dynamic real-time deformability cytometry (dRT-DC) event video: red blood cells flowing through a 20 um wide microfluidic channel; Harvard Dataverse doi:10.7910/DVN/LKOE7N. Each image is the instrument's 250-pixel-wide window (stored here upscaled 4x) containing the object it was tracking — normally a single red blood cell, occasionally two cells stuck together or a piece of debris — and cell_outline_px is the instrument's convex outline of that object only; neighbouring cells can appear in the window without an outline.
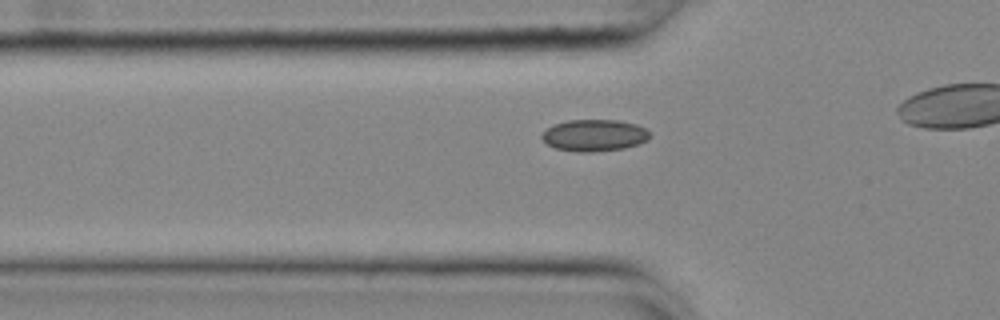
{"species": "common noctule bat (a hibernating species)", "species_latin": "Nyctalus noctula", "temperature_condition": "cold", "stored_images_in_passage": 40, "camera_frame_rate_fps": 3000, "um_per_image_px": 0.085, "animal": {"sex": "female", "body_mass_g": 25.1}, "frame": {"image": 1, "passage_image": 14, "time_ms": 4.333, "image_size_px": [1000, 320], "cell_outline_px": [[652, 136], [648, 140], [640, 144], [624, 148], [592, 152], [576, 152], [556, 148], [548, 144], [540, 136], [552, 124], [568, 120], [620, 120], [636, 124], [652, 132]], "centroid_in_image_um": [50.57, 11.5], "position_along_channel_um": 75.2, "area_um2": 20.17}}
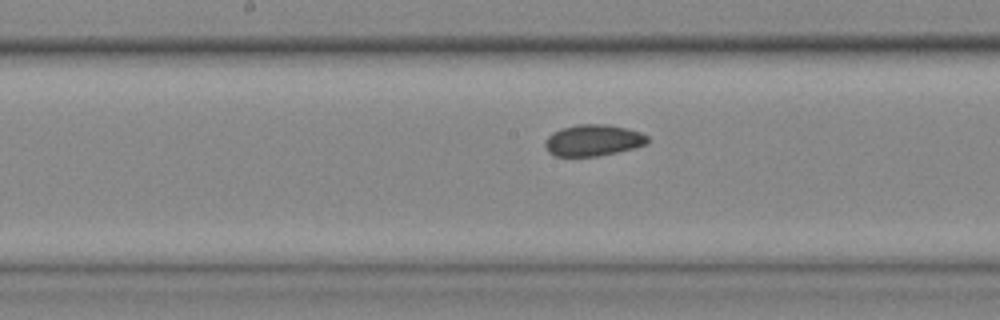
{"frame": {"image": 2, "passage_image": 24, "time_ms": 7.667, "image_size_px": [1000, 320], "cell_outline_px": [[648, 144], [636, 148], [596, 156], [552, 156], [548, 152], [544, 144], [544, 140], [552, 132], [560, 128], [576, 124], [608, 124], [640, 132], [648, 136]], "centroid_in_image_um": [50.39, 11.92], "position_along_channel_um": 197.8, "area_um2": 18.96}}
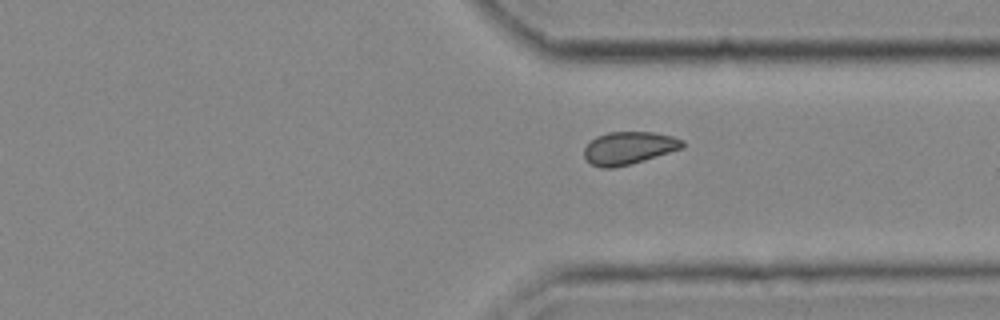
{"frame": {"image": 3, "passage_image": 37, "time_ms": 12.0, "image_size_px": [1000, 320], "cell_outline_px": [[684, 148], [644, 160], [612, 168], [600, 168], [592, 164], [584, 156], [584, 148], [596, 136], [608, 132], [656, 132], [672, 136], [684, 140]], "centroid_in_image_um": [53.47, 12.57], "position_along_channel_um": 357.9, "area_um2": 18.67}}